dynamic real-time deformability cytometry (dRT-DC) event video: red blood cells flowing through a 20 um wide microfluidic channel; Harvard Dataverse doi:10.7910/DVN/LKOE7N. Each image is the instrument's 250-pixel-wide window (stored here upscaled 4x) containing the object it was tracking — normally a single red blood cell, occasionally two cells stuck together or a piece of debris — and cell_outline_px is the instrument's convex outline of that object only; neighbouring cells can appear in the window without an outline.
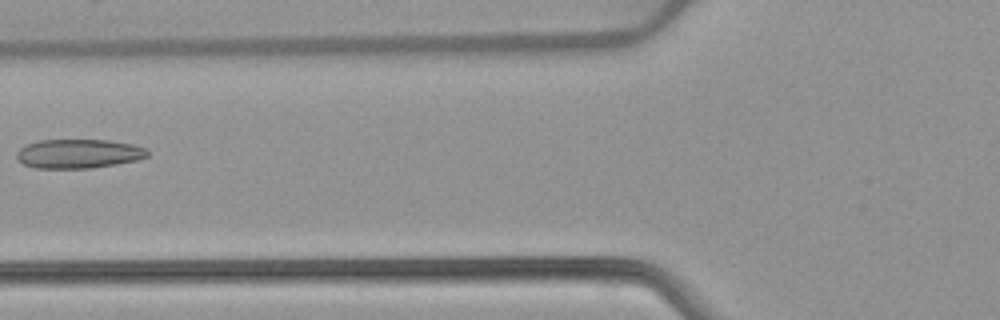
{"species": "common noctule bat (a hibernating species)", "species_latin": "Nyctalus noctula", "temperature_condition": "warm", "stored_images_in_passage": 6, "camera_frame_rate_fps": 3000, "um_per_image_px": 0.085, "animal": {"sex": "female", "body_mass_g": 22.7, "forearm_length_mm": 54.2}, "frame": {"image": 1, "passage_image": 5, "time_ms": 6.333, "image_size_px": [1000, 320], "cell_outline_px": [[148, 156], [136, 160], [116, 164], [92, 168], [32, 168], [16, 160], [16, 152], [20, 148], [36, 140], [108, 140], [132, 144], [148, 148]], "centroid_in_image_um": [6.65, 13.06], "position_along_channel_um": 119.1, "area_um2": 22.37}}
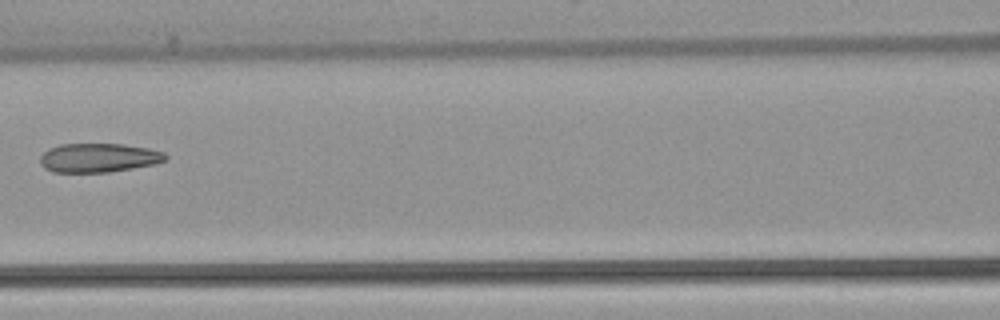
{"frame": {"image": 2, "passage_image": 6, "time_ms": 7.333, "image_size_px": [1000, 320], "cell_outline_px": [[168, 160], [152, 164], [132, 168], [108, 172], [52, 172], [44, 168], [40, 164], [40, 156], [48, 148], [60, 144], [124, 144], [148, 148], [164, 152], [168, 156]], "centroid_in_image_um": [8.37, 13.4], "position_along_channel_um": 158.2, "area_um2": 21.27}}